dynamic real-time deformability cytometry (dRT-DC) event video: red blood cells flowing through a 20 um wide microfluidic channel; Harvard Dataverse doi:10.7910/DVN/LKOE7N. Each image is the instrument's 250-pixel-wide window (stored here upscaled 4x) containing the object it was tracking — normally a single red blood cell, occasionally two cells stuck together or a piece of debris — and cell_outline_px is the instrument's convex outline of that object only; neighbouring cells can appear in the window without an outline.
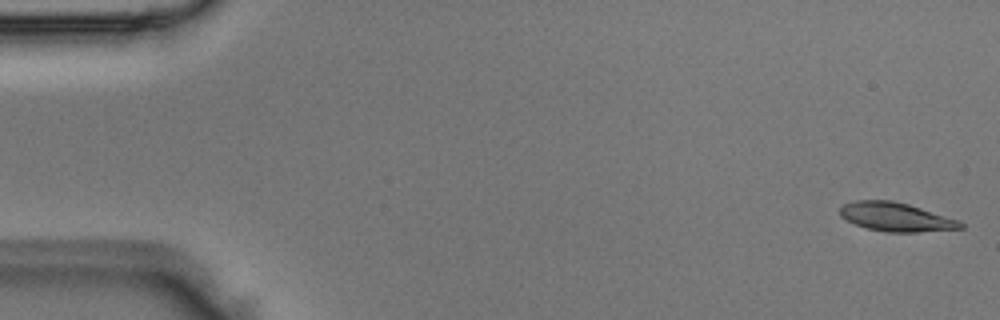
{"species": "Egyptian fruit bat (a non-hibernating species)", "species_latin": "Rousettus aegyptiacus", "temperature_condition": "room temperature", "stored_images_in_passage": 50, "camera_frame_rate_fps": 3000, "um_per_image_px": 0.085, "animal": {"sex": "male"}, "frame": {"image": 1, "passage_image": 1, "time_ms": 0.0, "image_size_px": [1000, 320], "cell_outline_px": [[964, 228], [916, 232], [888, 232], [868, 228], [856, 224], [840, 216], [840, 208], [844, 204], [856, 200], [892, 200], [908, 204], [960, 220], [964, 224]], "centroid_in_image_um": [76.18, 18.44], "position_along_channel_um": 8.8, "area_um2": 20.06}}
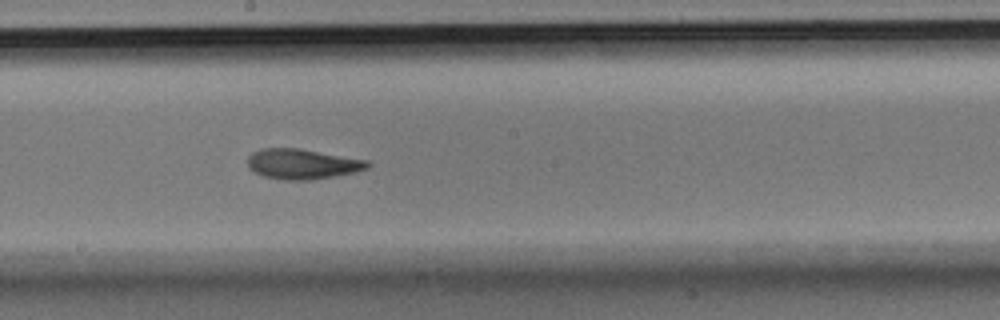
{"frame": {"image": 2, "passage_image": 27, "time_ms": 8.667, "image_size_px": [1000, 320], "cell_outline_px": [[372, 164], [368, 168], [356, 172], [336, 176], [312, 180], [284, 180], [264, 176], [248, 168], [248, 156], [252, 152], [260, 148], [300, 148], [368, 160]], "centroid_in_image_um": [25.72, 13.93], "position_along_channel_um": 222.5, "area_um2": 21.33}}
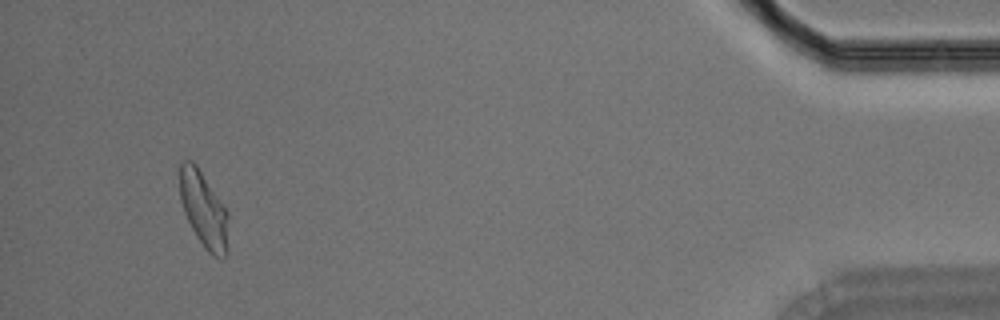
{"frame": {"image": 3, "passage_image": 47, "time_ms": 15.333, "image_size_px": [1000, 320], "cell_outline_px": [[228, 256], [212, 256], [204, 248], [196, 236], [184, 212], [180, 200], [180, 164], [184, 160], [192, 160], [196, 164], [228, 212]], "centroid_in_image_um": [17.33, 17.84], "position_along_channel_um": 417.9, "area_um2": 21.44}}